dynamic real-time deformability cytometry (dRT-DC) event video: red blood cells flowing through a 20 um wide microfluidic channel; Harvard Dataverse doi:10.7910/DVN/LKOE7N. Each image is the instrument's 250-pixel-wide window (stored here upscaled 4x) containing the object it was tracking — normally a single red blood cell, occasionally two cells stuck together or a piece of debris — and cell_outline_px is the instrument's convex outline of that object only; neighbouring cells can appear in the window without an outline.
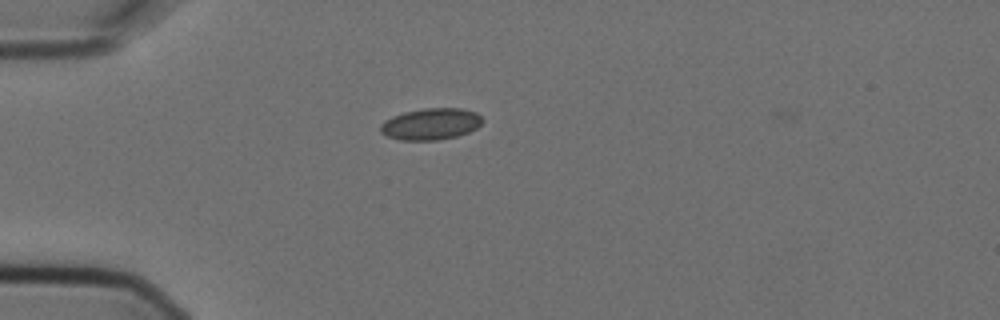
{"species": "Egyptian fruit bat (a non-hibernating species)", "species_latin": "Rousettus aegyptiacus", "temperature_condition": "cold", "stored_images_in_passage": 3, "camera_frame_rate_fps": 3000, "um_per_image_px": 0.085, "animal": {"sex": "female"}, "frame": {"image": 1, "passage_image": 1, "time_ms": 0.0, "image_size_px": [1000, 320], "cell_outline_px": [[484, 120], [476, 128], [468, 132], [456, 136], [436, 140], [400, 140], [388, 136], [380, 132], [380, 124], [384, 120], [392, 116], [404, 112], [424, 108], [460, 108], [476, 112]], "centroid_in_image_um": [36.6, 10.53], "position_along_channel_um": 48.4, "area_um2": 18.73}}